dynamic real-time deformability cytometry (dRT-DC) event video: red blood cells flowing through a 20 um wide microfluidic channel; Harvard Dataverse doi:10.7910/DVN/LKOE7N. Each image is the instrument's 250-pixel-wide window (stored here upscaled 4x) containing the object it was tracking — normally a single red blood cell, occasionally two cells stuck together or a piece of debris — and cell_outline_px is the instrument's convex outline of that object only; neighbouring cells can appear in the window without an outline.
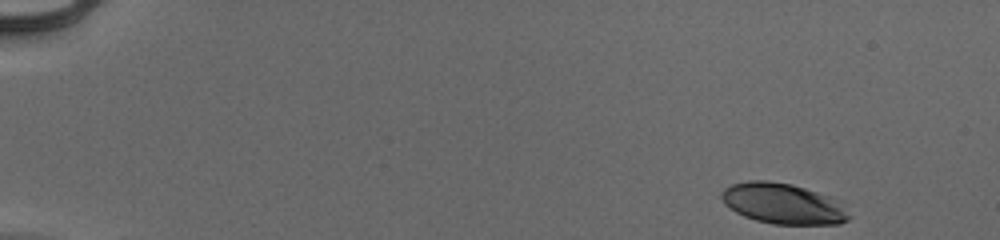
{"species": "human", "species_latin": "Homo sapiens", "temperature_condition": "cold", "stored_images_in_passage": 50, "camera_frame_rate_fps": 3000, "um_per_image_px": 0.085, "donor": {"sex": "male"}, "frame": {"image": 1, "passage_image": 1, "time_ms": 0.0, "image_size_px": [1000, 240], "cell_outline_px": [[852, 216], [848, 220], [840, 224], [772, 224], [756, 220], [744, 216], [736, 212], [724, 204], [720, 196], [724, 188], [732, 184], [748, 180], [768, 180], [792, 184], [832, 196]], "centroid_in_image_um": [66.55, 17.3], "position_along_channel_um": 18.4, "area_um2": 30.35}}
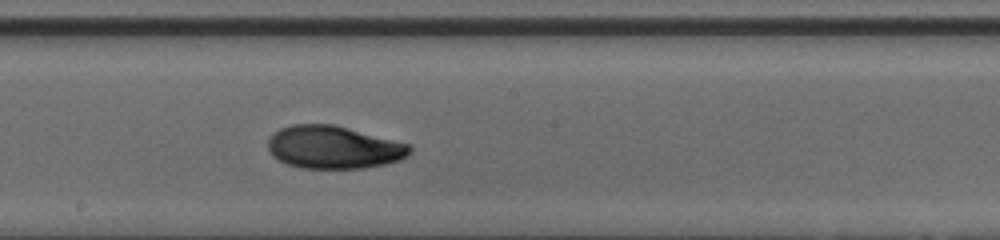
{"frame": {"image": 2, "passage_image": 28, "time_ms": 9.0, "image_size_px": [1000, 240], "cell_outline_px": [[412, 152], [408, 156], [400, 160], [384, 164], [364, 168], [300, 168], [288, 164], [272, 156], [268, 152], [268, 140], [280, 128], [292, 124], [332, 124], [412, 144]], "centroid_in_image_um": [28.39, 12.52], "position_along_channel_um": 219.8, "area_um2": 35.49}}
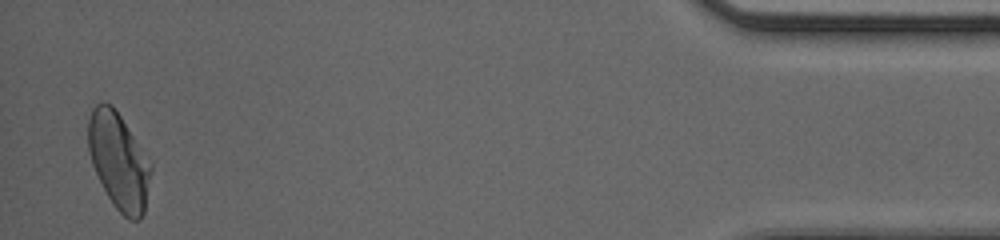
{"frame": {"image": 3, "passage_image": 49, "time_ms": 16.0, "image_size_px": [1000, 240], "cell_outline_px": [[152, 172], [144, 212], [140, 220], [128, 220], [116, 208], [108, 196], [92, 164], [88, 152], [88, 120], [92, 108], [96, 104], [112, 104], [152, 160]], "centroid_in_image_um": [10.13, 13.69], "position_along_channel_um": 425.1, "area_um2": 35.49}, "authors_computed_cell_mechanics": {"area_um2": 34.5066, "velocity_mm_per_s": 3.9436, "shape_relaxation_time_tau1_ms": 4.6304, "shape_relaxation_time_tau2_ms": 2.0275, "deformation_change_tau1": 0.1698, "deformation_change_tau2": 0.0591}}